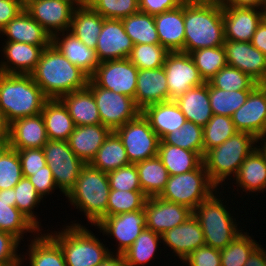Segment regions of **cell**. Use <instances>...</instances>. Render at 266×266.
Instances as JSON below:
<instances>
[{"mask_svg":"<svg viewBox=\"0 0 266 266\" xmlns=\"http://www.w3.org/2000/svg\"><path fill=\"white\" fill-rule=\"evenodd\" d=\"M162 242L161 235L145 228L134 243L123 253L128 266H144L151 261Z\"/></svg>","mask_w":266,"mask_h":266,"instance_id":"obj_41","label":"cell"},{"mask_svg":"<svg viewBox=\"0 0 266 266\" xmlns=\"http://www.w3.org/2000/svg\"><path fill=\"white\" fill-rule=\"evenodd\" d=\"M52 43L72 64L79 67L89 77L100 63L95 50L88 48L69 31L54 35Z\"/></svg>","mask_w":266,"mask_h":266,"instance_id":"obj_30","label":"cell"},{"mask_svg":"<svg viewBox=\"0 0 266 266\" xmlns=\"http://www.w3.org/2000/svg\"><path fill=\"white\" fill-rule=\"evenodd\" d=\"M121 20L134 45L160 44L153 15L137 12Z\"/></svg>","mask_w":266,"mask_h":266,"instance_id":"obj_40","label":"cell"},{"mask_svg":"<svg viewBox=\"0 0 266 266\" xmlns=\"http://www.w3.org/2000/svg\"><path fill=\"white\" fill-rule=\"evenodd\" d=\"M138 68L127 58L100 62L89 79L101 88L134 99Z\"/></svg>","mask_w":266,"mask_h":266,"instance_id":"obj_12","label":"cell"},{"mask_svg":"<svg viewBox=\"0 0 266 266\" xmlns=\"http://www.w3.org/2000/svg\"><path fill=\"white\" fill-rule=\"evenodd\" d=\"M182 263L187 266H221L220 250L205 245L193 251Z\"/></svg>","mask_w":266,"mask_h":266,"instance_id":"obj_55","label":"cell"},{"mask_svg":"<svg viewBox=\"0 0 266 266\" xmlns=\"http://www.w3.org/2000/svg\"><path fill=\"white\" fill-rule=\"evenodd\" d=\"M162 141L165 144L197 152L202 158L204 157L203 127L191 121H186L180 129L167 134Z\"/></svg>","mask_w":266,"mask_h":266,"instance_id":"obj_42","label":"cell"},{"mask_svg":"<svg viewBox=\"0 0 266 266\" xmlns=\"http://www.w3.org/2000/svg\"><path fill=\"white\" fill-rule=\"evenodd\" d=\"M165 101H168V86L164 68L138 69L136 106L142 111L148 105Z\"/></svg>","mask_w":266,"mask_h":266,"instance_id":"obj_24","label":"cell"},{"mask_svg":"<svg viewBox=\"0 0 266 266\" xmlns=\"http://www.w3.org/2000/svg\"><path fill=\"white\" fill-rule=\"evenodd\" d=\"M218 187L210 180L204 163L197 169L168 177L160 198L184 205L194 210L202 201L210 197Z\"/></svg>","mask_w":266,"mask_h":266,"instance_id":"obj_8","label":"cell"},{"mask_svg":"<svg viewBox=\"0 0 266 266\" xmlns=\"http://www.w3.org/2000/svg\"><path fill=\"white\" fill-rule=\"evenodd\" d=\"M97 266H128L123 254L114 252L108 254L106 258Z\"/></svg>","mask_w":266,"mask_h":266,"instance_id":"obj_63","label":"cell"},{"mask_svg":"<svg viewBox=\"0 0 266 266\" xmlns=\"http://www.w3.org/2000/svg\"><path fill=\"white\" fill-rule=\"evenodd\" d=\"M38 234V235H37ZM41 234V235H40ZM28 245L29 250L26 253L29 257L21 256V263L29 259V266H67L64 254L59 244L46 232L36 233V237Z\"/></svg>","mask_w":266,"mask_h":266,"instance_id":"obj_35","label":"cell"},{"mask_svg":"<svg viewBox=\"0 0 266 266\" xmlns=\"http://www.w3.org/2000/svg\"><path fill=\"white\" fill-rule=\"evenodd\" d=\"M257 143L258 139L252 134L237 132L221 145L208 150L203 163L210 180L222 187L229 176L235 177L243 161L258 147Z\"/></svg>","mask_w":266,"mask_h":266,"instance_id":"obj_5","label":"cell"},{"mask_svg":"<svg viewBox=\"0 0 266 266\" xmlns=\"http://www.w3.org/2000/svg\"><path fill=\"white\" fill-rule=\"evenodd\" d=\"M23 10L15 0H0V31Z\"/></svg>","mask_w":266,"mask_h":266,"instance_id":"obj_59","label":"cell"},{"mask_svg":"<svg viewBox=\"0 0 266 266\" xmlns=\"http://www.w3.org/2000/svg\"><path fill=\"white\" fill-rule=\"evenodd\" d=\"M74 7L62 0H35L25 10L50 35L69 31Z\"/></svg>","mask_w":266,"mask_h":266,"instance_id":"obj_19","label":"cell"},{"mask_svg":"<svg viewBox=\"0 0 266 266\" xmlns=\"http://www.w3.org/2000/svg\"><path fill=\"white\" fill-rule=\"evenodd\" d=\"M208 82L224 91L253 90L258 85L248 74L228 65L220 69Z\"/></svg>","mask_w":266,"mask_h":266,"instance_id":"obj_48","label":"cell"},{"mask_svg":"<svg viewBox=\"0 0 266 266\" xmlns=\"http://www.w3.org/2000/svg\"><path fill=\"white\" fill-rule=\"evenodd\" d=\"M186 0H138L139 12L157 15L182 5Z\"/></svg>","mask_w":266,"mask_h":266,"instance_id":"obj_58","label":"cell"},{"mask_svg":"<svg viewBox=\"0 0 266 266\" xmlns=\"http://www.w3.org/2000/svg\"><path fill=\"white\" fill-rule=\"evenodd\" d=\"M251 44L266 56V21L264 19L258 25Z\"/></svg>","mask_w":266,"mask_h":266,"instance_id":"obj_60","label":"cell"},{"mask_svg":"<svg viewBox=\"0 0 266 266\" xmlns=\"http://www.w3.org/2000/svg\"><path fill=\"white\" fill-rule=\"evenodd\" d=\"M142 192L148 197L160 196L168 181V171L158 156L136 163Z\"/></svg>","mask_w":266,"mask_h":266,"instance_id":"obj_38","label":"cell"},{"mask_svg":"<svg viewBox=\"0 0 266 266\" xmlns=\"http://www.w3.org/2000/svg\"><path fill=\"white\" fill-rule=\"evenodd\" d=\"M263 19L266 21V5L263 8Z\"/></svg>","mask_w":266,"mask_h":266,"instance_id":"obj_69","label":"cell"},{"mask_svg":"<svg viewBox=\"0 0 266 266\" xmlns=\"http://www.w3.org/2000/svg\"><path fill=\"white\" fill-rule=\"evenodd\" d=\"M103 18L123 19L139 12L138 0H91L89 5Z\"/></svg>","mask_w":266,"mask_h":266,"instance_id":"obj_51","label":"cell"},{"mask_svg":"<svg viewBox=\"0 0 266 266\" xmlns=\"http://www.w3.org/2000/svg\"><path fill=\"white\" fill-rule=\"evenodd\" d=\"M111 132L103 124L75 126L67 140L68 145L81 161L90 164Z\"/></svg>","mask_w":266,"mask_h":266,"instance_id":"obj_26","label":"cell"},{"mask_svg":"<svg viewBox=\"0 0 266 266\" xmlns=\"http://www.w3.org/2000/svg\"><path fill=\"white\" fill-rule=\"evenodd\" d=\"M23 9L27 8L35 0H15Z\"/></svg>","mask_w":266,"mask_h":266,"instance_id":"obj_67","label":"cell"},{"mask_svg":"<svg viewBox=\"0 0 266 266\" xmlns=\"http://www.w3.org/2000/svg\"><path fill=\"white\" fill-rule=\"evenodd\" d=\"M31 75L47 99H60L67 93L84 89L89 81V76L72 64L53 43L43 49Z\"/></svg>","mask_w":266,"mask_h":266,"instance_id":"obj_1","label":"cell"},{"mask_svg":"<svg viewBox=\"0 0 266 266\" xmlns=\"http://www.w3.org/2000/svg\"><path fill=\"white\" fill-rule=\"evenodd\" d=\"M61 231L48 234L59 244L67 266H97L112 253L93 232L80 223H73Z\"/></svg>","mask_w":266,"mask_h":266,"instance_id":"obj_6","label":"cell"},{"mask_svg":"<svg viewBox=\"0 0 266 266\" xmlns=\"http://www.w3.org/2000/svg\"><path fill=\"white\" fill-rule=\"evenodd\" d=\"M42 149L56 186L66 196L75 186L85 163L71 150L68 141L48 140Z\"/></svg>","mask_w":266,"mask_h":266,"instance_id":"obj_10","label":"cell"},{"mask_svg":"<svg viewBox=\"0 0 266 266\" xmlns=\"http://www.w3.org/2000/svg\"><path fill=\"white\" fill-rule=\"evenodd\" d=\"M48 140L41 113L14 120L8 126L9 146L15 150L43 148Z\"/></svg>","mask_w":266,"mask_h":266,"instance_id":"obj_22","label":"cell"},{"mask_svg":"<svg viewBox=\"0 0 266 266\" xmlns=\"http://www.w3.org/2000/svg\"><path fill=\"white\" fill-rule=\"evenodd\" d=\"M163 68L167 77L168 101L176 99L190 88L205 83L188 53L169 52Z\"/></svg>","mask_w":266,"mask_h":266,"instance_id":"obj_13","label":"cell"},{"mask_svg":"<svg viewBox=\"0 0 266 266\" xmlns=\"http://www.w3.org/2000/svg\"><path fill=\"white\" fill-rule=\"evenodd\" d=\"M188 1H217V2H220L221 0H188Z\"/></svg>","mask_w":266,"mask_h":266,"instance_id":"obj_70","label":"cell"},{"mask_svg":"<svg viewBox=\"0 0 266 266\" xmlns=\"http://www.w3.org/2000/svg\"><path fill=\"white\" fill-rule=\"evenodd\" d=\"M236 180L237 187L246 193L266 190V156L256 147L241 164Z\"/></svg>","mask_w":266,"mask_h":266,"instance_id":"obj_32","label":"cell"},{"mask_svg":"<svg viewBox=\"0 0 266 266\" xmlns=\"http://www.w3.org/2000/svg\"><path fill=\"white\" fill-rule=\"evenodd\" d=\"M9 147L8 139H0V157Z\"/></svg>","mask_w":266,"mask_h":266,"instance_id":"obj_66","label":"cell"},{"mask_svg":"<svg viewBox=\"0 0 266 266\" xmlns=\"http://www.w3.org/2000/svg\"><path fill=\"white\" fill-rule=\"evenodd\" d=\"M131 164L119 136L112 131L97 151L90 165L95 169L109 173Z\"/></svg>","mask_w":266,"mask_h":266,"instance_id":"obj_39","label":"cell"},{"mask_svg":"<svg viewBox=\"0 0 266 266\" xmlns=\"http://www.w3.org/2000/svg\"><path fill=\"white\" fill-rule=\"evenodd\" d=\"M216 193L219 192L215 191L210 197L202 201L193 210V215L202 228L205 245L222 250L243 230L238 228V223L235 222L236 219L223 204L225 198L222 199L219 195L216 196Z\"/></svg>","mask_w":266,"mask_h":266,"instance_id":"obj_7","label":"cell"},{"mask_svg":"<svg viewBox=\"0 0 266 266\" xmlns=\"http://www.w3.org/2000/svg\"><path fill=\"white\" fill-rule=\"evenodd\" d=\"M147 198L142 190L121 191L110 189L107 216L143 210Z\"/></svg>","mask_w":266,"mask_h":266,"instance_id":"obj_47","label":"cell"},{"mask_svg":"<svg viewBox=\"0 0 266 266\" xmlns=\"http://www.w3.org/2000/svg\"><path fill=\"white\" fill-rule=\"evenodd\" d=\"M9 42H21L38 46H49L52 43L51 35L39 25L24 9L0 31ZM0 35V36H1Z\"/></svg>","mask_w":266,"mask_h":266,"instance_id":"obj_25","label":"cell"},{"mask_svg":"<svg viewBox=\"0 0 266 266\" xmlns=\"http://www.w3.org/2000/svg\"><path fill=\"white\" fill-rule=\"evenodd\" d=\"M60 100L67 108L75 126L101 124L96 101L87 87L67 93Z\"/></svg>","mask_w":266,"mask_h":266,"instance_id":"obj_33","label":"cell"},{"mask_svg":"<svg viewBox=\"0 0 266 266\" xmlns=\"http://www.w3.org/2000/svg\"><path fill=\"white\" fill-rule=\"evenodd\" d=\"M189 55L193 59L204 82H208L220 69L227 66L223 46L194 50Z\"/></svg>","mask_w":266,"mask_h":266,"instance_id":"obj_43","label":"cell"},{"mask_svg":"<svg viewBox=\"0 0 266 266\" xmlns=\"http://www.w3.org/2000/svg\"><path fill=\"white\" fill-rule=\"evenodd\" d=\"M248 232L239 234L229 245L220 250L221 266H244L251 253L259 246Z\"/></svg>","mask_w":266,"mask_h":266,"instance_id":"obj_46","label":"cell"},{"mask_svg":"<svg viewBox=\"0 0 266 266\" xmlns=\"http://www.w3.org/2000/svg\"><path fill=\"white\" fill-rule=\"evenodd\" d=\"M163 245L171 248L174 256L183 261L196 249L205 246V238L197 218L192 214L187 220L161 235Z\"/></svg>","mask_w":266,"mask_h":266,"instance_id":"obj_21","label":"cell"},{"mask_svg":"<svg viewBox=\"0 0 266 266\" xmlns=\"http://www.w3.org/2000/svg\"><path fill=\"white\" fill-rule=\"evenodd\" d=\"M21 161L22 175L28 177L32 172L41 170L47 165L42 148L17 150Z\"/></svg>","mask_w":266,"mask_h":266,"instance_id":"obj_56","label":"cell"},{"mask_svg":"<svg viewBox=\"0 0 266 266\" xmlns=\"http://www.w3.org/2000/svg\"><path fill=\"white\" fill-rule=\"evenodd\" d=\"M112 190H141L136 164H129L107 173Z\"/></svg>","mask_w":266,"mask_h":266,"instance_id":"obj_53","label":"cell"},{"mask_svg":"<svg viewBox=\"0 0 266 266\" xmlns=\"http://www.w3.org/2000/svg\"><path fill=\"white\" fill-rule=\"evenodd\" d=\"M263 20V9L223 6L225 40L251 42Z\"/></svg>","mask_w":266,"mask_h":266,"instance_id":"obj_20","label":"cell"},{"mask_svg":"<svg viewBox=\"0 0 266 266\" xmlns=\"http://www.w3.org/2000/svg\"><path fill=\"white\" fill-rule=\"evenodd\" d=\"M134 43L126 34L122 20L104 18L95 49L99 62L127 59Z\"/></svg>","mask_w":266,"mask_h":266,"instance_id":"obj_18","label":"cell"},{"mask_svg":"<svg viewBox=\"0 0 266 266\" xmlns=\"http://www.w3.org/2000/svg\"><path fill=\"white\" fill-rule=\"evenodd\" d=\"M244 266H266V250L259 245L251 253Z\"/></svg>","mask_w":266,"mask_h":266,"instance_id":"obj_62","label":"cell"},{"mask_svg":"<svg viewBox=\"0 0 266 266\" xmlns=\"http://www.w3.org/2000/svg\"><path fill=\"white\" fill-rule=\"evenodd\" d=\"M87 88L96 101L101 124L112 131L135 119L141 113L134 99L129 96L96 86L90 79Z\"/></svg>","mask_w":266,"mask_h":266,"instance_id":"obj_11","label":"cell"},{"mask_svg":"<svg viewBox=\"0 0 266 266\" xmlns=\"http://www.w3.org/2000/svg\"><path fill=\"white\" fill-rule=\"evenodd\" d=\"M237 132L231 117L213 114L203 127L204 155L208 150L221 145Z\"/></svg>","mask_w":266,"mask_h":266,"instance_id":"obj_45","label":"cell"},{"mask_svg":"<svg viewBox=\"0 0 266 266\" xmlns=\"http://www.w3.org/2000/svg\"><path fill=\"white\" fill-rule=\"evenodd\" d=\"M20 242L13 234L0 231V266H19L22 264L21 256L17 253Z\"/></svg>","mask_w":266,"mask_h":266,"instance_id":"obj_54","label":"cell"},{"mask_svg":"<svg viewBox=\"0 0 266 266\" xmlns=\"http://www.w3.org/2000/svg\"><path fill=\"white\" fill-rule=\"evenodd\" d=\"M0 61V73L31 74L39 62L41 52L48 46L31 45L21 42L4 41Z\"/></svg>","mask_w":266,"mask_h":266,"instance_id":"obj_23","label":"cell"},{"mask_svg":"<svg viewBox=\"0 0 266 266\" xmlns=\"http://www.w3.org/2000/svg\"><path fill=\"white\" fill-rule=\"evenodd\" d=\"M46 100L31 74L0 73V109L8 125L40 114Z\"/></svg>","mask_w":266,"mask_h":266,"instance_id":"obj_3","label":"cell"},{"mask_svg":"<svg viewBox=\"0 0 266 266\" xmlns=\"http://www.w3.org/2000/svg\"><path fill=\"white\" fill-rule=\"evenodd\" d=\"M160 45L169 52H184V3L177 8L154 15Z\"/></svg>","mask_w":266,"mask_h":266,"instance_id":"obj_27","label":"cell"},{"mask_svg":"<svg viewBox=\"0 0 266 266\" xmlns=\"http://www.w3.org/2000/svg\"><path fill=\"white\" fill-rule=\"evenodd\" d=\"M96 226L100 232L118 241V254H123L146 228V212L137 210L103 218Z\"/></svg>","mask_w":266,"mask_h":266,"instance_id":"obj_15","label":"cell"},{"mask_svg":"<svg viewBox=\"0 0 266 266\" xmlns=\"http://www.w3.org/2000/svg\"><path fill=\"white\" fill-rule=\"evenodd\" d=\"M29 181L35 186L37 193L46 198L53 190H56L57 186L49 165H45L36 172H32L31 176H28ZM46 195V196H45Z\"/></svg>","mask_w":266,"mask_h":266,"instance_id":"obj_57","label":"cell"},{"mask_svg":"<svg viewBox=\"0 0 266 266\" xmlns=\"http://www.w3.org/2000/svg\"><path fill=\"white\" fill-rule=\"evenodd\" d=\"M114 132L121 139L130 163L136 164L158 155L160 139L142 113Z\"/></svg>","mask_w":266,"mask_h":266,"instance_id":"obj_9","label":"cell"},{"mask_svg":"<svg viewBox=\"0 0 266 266\" xmlns=\"http://www.w3.org/2000/svg\"><path fill=\"white\" fill-rule=\"evenodd\" d=\"M174 101L178 104L187 121H191L204 127L212 118L213 112L210 106L209 82L188 89Z\"/></svg>","mask_w":266,"mask_h":266,"instance_id":"obj_29","label":"cell"},{"mask_svg":"<svg viewBox=\"0 0 266 266\" xmlns=\"http://www.w3.org/2000/svg\"><path fill=\"white\" fill-rule=\"evenodd\" d=\"M49 140L67 141L75 124L60 99H47L41 112Z\"/></svg>","mask_w":266,"mask_h":266,"instance_id":"obj_34","label":"cell"},{"mask_svg":"<svg viewBox=\"0 0 266 266\" xmlns=\"http://www.w3.org/2000/svg\"><path fill=\"white\" fill-rule=\"evenodd\" d=\"M227 65L248 74L258 84H266V56L251 42L225 40Z\"/></svg>","mask_w":266,"mask_h":266,"instance_id":"obj_16","label":"cell"},{"mask_svg":"<svg viewBox=\"0 0 266 266\" xmlns=\"http://www.w3.org/2000/svg\"><path fill=\"white\" fill-rule=\"evenodd\" d=\"M14 188L0 190V231L13 234L20 241L23 235L38 233L39 230L24 214L15 206Z\"/></svg>","mask_w":266,"mask_h":266,"instance_id":"obj_31","label":"cell"},{"mask_svg":"<svg viewBox=\"0 0 266 266\" xmlns=\"http://www.w3.org/2000/svg\"><path fill=\"white\" fill-rule=\"evenodd\" d=\"M184 52L223 46V6L217 1L184 2Z\"/></svg>","mask_w":266,"mask_h":266,"instance_id":"obj_2","label":"cell"},{"mask_svg":"<svg viewBox=\"0 0 266 266\" xmlns=\"http://www.w3.org/2000/svg\"><path fill=\"white\" fill-rule=\"evenodd\" d=\"M259 141H262V142H260L261 143V147L260 146H258L260 149H261V151L265 154V156H266V136L265 137H262V138H260V139H258V142ZM262 143H264L263 145H262Z\"/></svg>","mask_w":266,"mask_h":266,"instance_id":"obj_68","label":"cell"},{"mask_svg":"<svg viewBox=\"0 0 266 266\" xmlns=\"http://www.w3.org/2000/svg\"><path fill=\"white\" fill-rule=\"evenodd\" d=\"M109 193L107 173L85 164L75 186L68 192L66 198L76 209L84 212L88 223L96 227L103 218L107 217Z\"/></svg>","mask_w":266,"mask_h":266,"instance_id":"obj_4","label":"cell"},{"mask_svg":"<svg viewBox=\"0 0 266 266\" xmlns=\"http://www.w3.org/2000/svg\"><path fill=\"white\" fill-rule=\"evenodd\" d=\"M104 18L90 6L74 9L69 32L88 48L96 49Z\"/></svg>","mask_w":266,"mask_h":266,"instance_id":"obj_36","label":"cell"},{"mask_svg":"<svg viewBox=\"0 0 266 266\" xmlns=\"http://www.w3.org/2000/svg\"><path fill=\"white\" fill-rule=\"evenodd\" d=\"M62 1L67 2L75 9L89 6L91 2V0H62Z\"/></svg>","mask_w":266,"mask_h":266,"instance_id":"obj_65","label":"cell"},{"mask_svg":"<svg viewBox=\"0 0 266 266\" xmlns=\"http://www.w3.org/2000/svg\"><path fill=\"white\" fill-rule=\"evenodd\" d=\"M222 6L233 7H253L263 9L266 5V0H221Z\"/></svg>","mask_w":266,"mask_h":266,"instance_id":"obj_61","label":"cell"},{"mask_svg":"<svg viewBox=\"0 0 266 266\" xmlns=\"http://www.w3.org/2000/svg\"><path fill=\"white\" fill-rule=\"evenodd\" d=\"M163 165L166 167L169 176L183 174L197 169L203 158L194 151L159 142L158 155Z\"/></svg>","mask_w":266,"mask_h":266,"instance_id":"obj_37","label":"cell"},{"mask_svg":"<svg viewBox=\"0 0 266 266\" xmlns=\"http://www.w3.org/2000/svg\"><path fill=\"white\" fill-rule=\"evenodd\" d=\"M144 211L146 212V228L162 235L184 223L193 211L188 207L157 197L147 198Z\"/></svg>","mask_w":266,"mask_h":266,"instance_id":"obj_17","label":"cell"},{"mask_svg":"<svg viewBox=\"0 0 266 266\" xmlns=\"http://www.w3.org/2000/svg\"><path fill=\"white\" fill-rule=\"evenodd\" d=\"M22 177L18 151L9 147L0 157V190L14 188Z\"/></svg>","mask_w":266,"mask_h":266,"instance_id":"obj_52","label":"cell"},{"mask_svg":"<svg viewBox=\"0 0 266 266\" xmlns=\"http://www.w3.org/2000/svg\"><path fill=\"white\" fill-rule=\"evenodd\" d=\"M141 113L149 121L160 140L176 129H180L187 121L174 100L148 105Z\"/></svg>","mask_w":266,"mask_h":266,"instance_id":"obj_28","label":"cell"},{"mask_svg":"<svg viewBox=\"0 0 266 266\" xmlns=\"http://www.w3.org/2000/svg\"><path fill=\"white\" fill-rule=\"evenodd\" d=\"M169 51L160 44H135L128 59L138 69L163 67Z\"/></svg>","mask_w":266,"mask_h":266,"instance_id":"obj_50","label":"cell"},{"mask_svg":"<svg viewBox=\"0 0 266 266\" xmlns=\"http://www.w3.org/2000/svg\"><path fill=\"white\" fill-rule=\"evenodd\" d=\"M15 206L24 214L39 230L41 223L35 216L34 208L41 203V196L37 193L35 186L29 181L28 177H22L14 186Z\"/></svg>","mask_w":266,"mask_h":266,"instance_id":"obj_49","label":"cell"},{"mask_svg":"<svg viewBox=\"0 0 266 266\" xmlns=\"http://www.w3.org/2000/svg\"><path fill=\"white\" fill-rule=\"evenodd\" d=\"M8 126L0 109V139H8Z\"/></svg>","mask_w":266,"mask_h":266,"instance_id":"obj_64","label":"cell"},{"mask_svg":"<svg viewBox=\"0 0 266 266\" xmlns=\"http://www.w3.org/2000/svg\"><path fill=\"white\" fill-rule=\"evenodd\" d=\"M252 90L224 91L209 83L210 106L213 114L231 117L245 102Z\"/></svg>","mask_w":266,"mask_h":266,"instance_id":"obj_44","label":"cell"},{"mask_svg":"<svg viewBox=\"0 0 266 266\" xmlns=\"http://www.w3.org/2000/svg\"><path fill=\"white\" fill-rule=\"evenodd\" d=\"M231 119L238 132L252 134L257 139L266 136V84H258L246 102L233 113Z\"/></svg>","mask_w":266,"mask_h":266,"instance_id":"obj_14","label":"cell"}]
</instances>
